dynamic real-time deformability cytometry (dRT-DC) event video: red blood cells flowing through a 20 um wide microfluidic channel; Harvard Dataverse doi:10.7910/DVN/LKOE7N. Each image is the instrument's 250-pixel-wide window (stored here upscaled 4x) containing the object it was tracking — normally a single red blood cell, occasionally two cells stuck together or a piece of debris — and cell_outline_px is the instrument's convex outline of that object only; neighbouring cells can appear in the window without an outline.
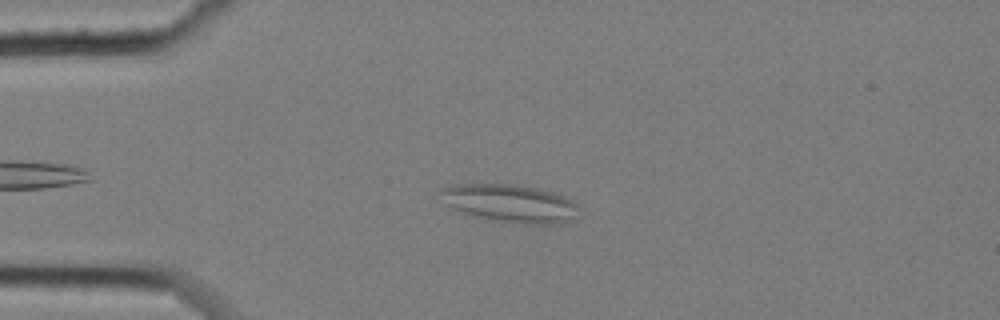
{"species": "common noctule bat (a hibernating species)", "species_latin": "Nyctalus noctula", "temperature_condition": "cold", "stored_images_in_passage": 52, "camera_frame_rate_fps": 3000, "um_per_image_px": 0.085, "animal": {"sex": "female", "body_mass_g": 25.1}, "frame": {"image": 1, "passage_image": 8, "time_ms": 2.333, "image_size_px": [1000, 320], "cell_outline_px": [[580, 208], [576, 220], [564, 224], [524, 224], [472, 216], [452, 208], [444, 204], [436, 192], [444, 188], [456, 184], [516, 184], [540, 188], [564, 196], [572, 200]], "centroid_in_image_um": [43.39, 17.29], "position_along_channel_um": 41.6, "area_um2": 31.15}}
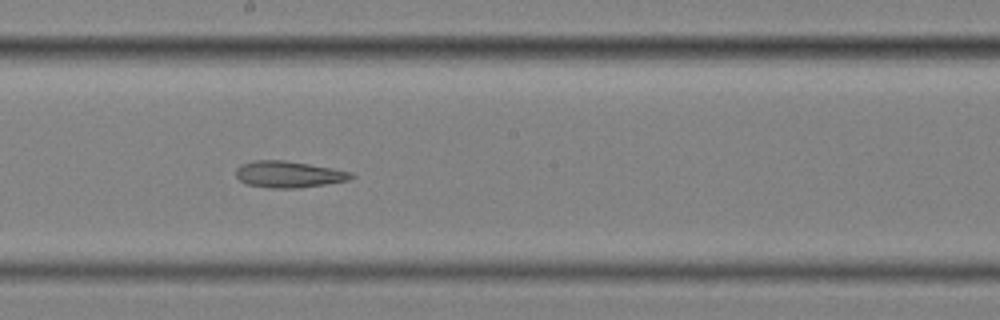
{"frame": {"image": 2, "passage_image": 26, "time_ms": 8.333, "image_size_px": [1000, 320], "cell_outline_px": [[356, 176], [348, 180], [300, 188], [268, 188], [248, 184], [240, 180], [236, 176], [236, 168], [240, 164], [252, 160], [284, 160], [332, 168], [352, 172]], "centroid_in_image_um": [24.51, 14.81], "position_along_channel_um": 223.7, "area_um2": 17.8}}
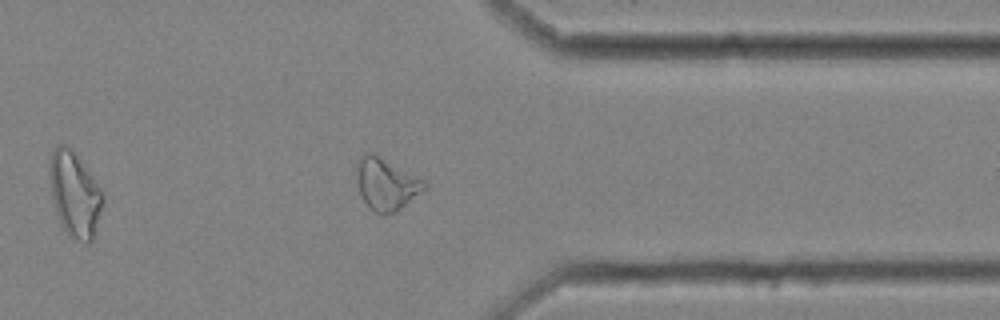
{"frame": {"image": 3, "passage_image": 40, "time_ms": 13.0, "image_size_px": [1000, 320], "cell_outline_px": [[428, 188], [396, 212], [384, 216], [380, 216], [372, 212], [368, 208], [360, 192], [356, 176], [356, 160], [364, 152], [372, 152], [424, 180], [428, 184]], "centroid_in_image_um": [32.82, 15.67], "position_along_channel_um": 378.6, "area_um2": 20.92}, "authors_computed_cell_mechanics": {"area_um2": 21.1837, "velocity_mm_per_s": 3.4423, "shape_relaxation_time_tau1_ms": null, "shape_relaxation_time_tau2_ms": 5.4306, "deformation_change_tau1": null, "deformation_change_tau2": 0.1589}}